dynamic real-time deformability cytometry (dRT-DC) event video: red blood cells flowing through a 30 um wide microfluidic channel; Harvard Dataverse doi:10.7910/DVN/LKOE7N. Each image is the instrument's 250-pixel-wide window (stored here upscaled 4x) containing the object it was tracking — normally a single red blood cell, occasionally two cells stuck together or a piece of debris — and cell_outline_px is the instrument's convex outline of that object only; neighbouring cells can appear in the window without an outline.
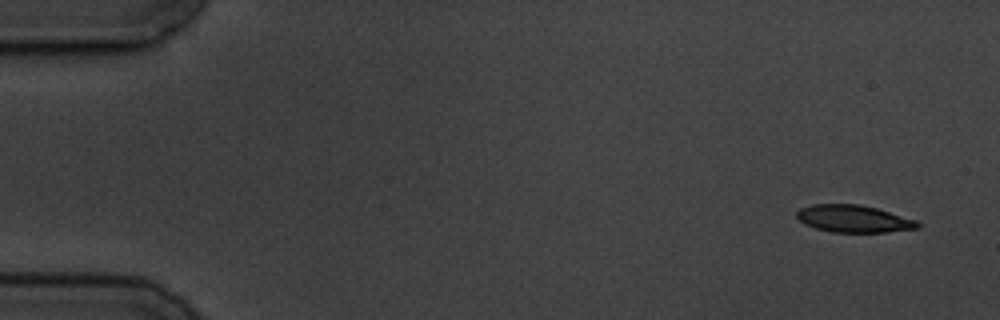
{"species": "common noctule bat (a hibernating species)", "species_latin": "Nyctalus noctula", "temperature_condition": "cold", "stored_images_in_passage": 6, "segment_of_instrument_passage": [1, 2], "camera_frame_rate_fps": 3000, "um_per_image_px": 0.085, "animal": {"sex": "male", "body_mass_g": 19.5, "forearm_length_mm": 54.6}, "frame": {"image": 1, "passage_image": 1, "time_ms": 0.0, "image_size_px": [1000, 320], "cell_outline_px": [[920, 228], [888, 232], [832, 232], [816, 228], [804, 224], [796, 216], [796, 212], [800, 208], [812, 204], [860, 204], [876, 208], [916, 220], [920, 224]], "centroid_in_image_um": [72.55, 18.59], "position_along_channel_um": 12.4, "area_um2": 19.19}}
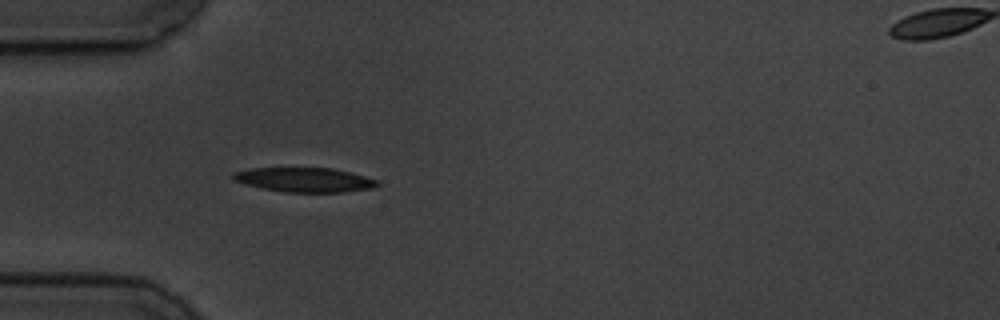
{"frame": {"image": 2, "passage_image": 5, "time_ms": 4.667, "image_size_px": [1000, 320], "cell_outline_px": [[380, 184], [372, 188], [340, 192], [284, 192], [264, 188], [232, 180], [232, 172], [252, 168], [332, 168], [380, 180]], "centroid_in_image_um": [25.89, 15.28], "position_along_channel_um": 59.1, "area_um2": 20.35}}